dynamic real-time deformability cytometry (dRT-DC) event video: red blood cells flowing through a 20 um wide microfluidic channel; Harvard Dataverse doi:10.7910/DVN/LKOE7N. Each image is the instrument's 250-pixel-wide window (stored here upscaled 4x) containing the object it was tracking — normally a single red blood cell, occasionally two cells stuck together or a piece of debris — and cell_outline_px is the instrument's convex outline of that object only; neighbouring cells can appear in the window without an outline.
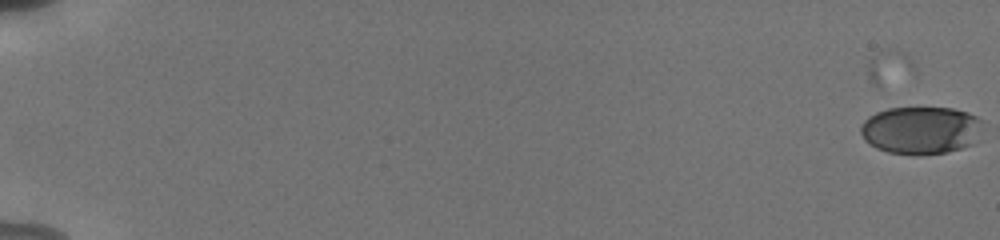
{"species": "human", "species_latin": "Homo sapiens", "temperature_condition": "cold", "stored_images_in_passage": 57, "camera_frame_rate_fps": 3000, "um_per_image_px": 0.085, "donor": {"sex": "male"}, "frame": {"image": 1, "passage_image": 1, "time_ms": 0.0, "image_size_px": [1000, 240], "cell_outline_px": [[984, 128], [972, 144], [948, 152], [888, 152], [876, 148], [864, 140], [860, 132], [860, 128], [864, 120], [868, 116], [876, 112], [888, 108], [952, 108], [968, 112], [976, 116], [980, 120]], "centroid_in_image_um": [78.27, 11.02], "position_along_channel_um": 6.7, "area_um2": 33.41}}
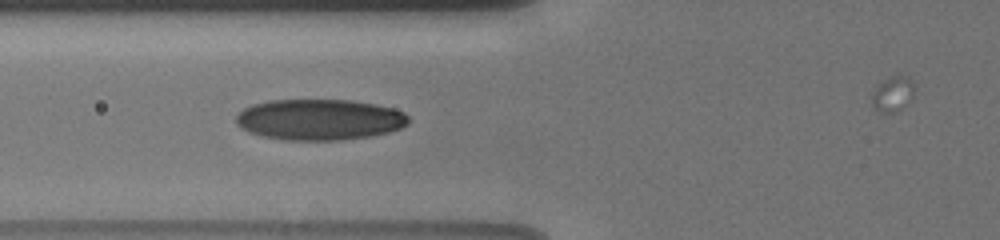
{"frame": {"image": 2, "passage_image": 25, "time_ms": 8.0, "image_size_px": [1000, 240], "cell_outline_px": [[408, 124], [400, 128], [388, 132], [368, 136], [340, 140], [284, 140], [260, 136], [248, 132], [240, 128], [236, 124], [236, 116], [244, 108], [252, 104], [268, 100], [352, 100], [376, 104], [392, 108], [404, 112], [408, 116]], "centroid_in_image_um": [27.12, 10.16], "position_along_channel_um": 98.7, "area_um2": 41.33}}
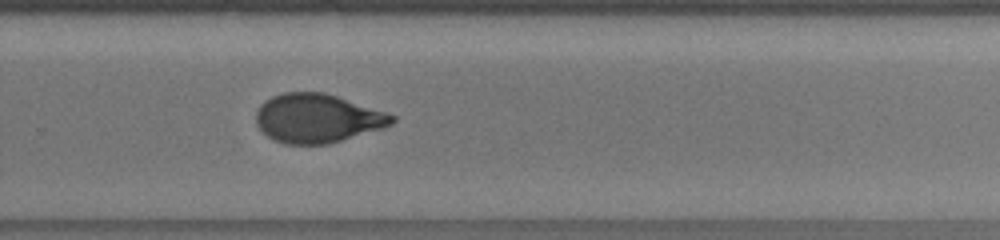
{"frame": {"image": 3, "passage_image": 41, "time_ms": 13.333, "image_size_px": [1000, 240], "cell_outline_px": [[396, 120], [392, 124], [384, 128], [328, 144], [284, 144], [268, 136], [256, 124], [256, 112], [260, 104], [264, 100], [272, 96], [284, 92], [324, 92], [388, 112], [396, 116]], "centroid_in_image_um": [27.0, 10.05], "position_along_channel_um": 302.8, "area_um2": 38.84}, "authors_computed_cell_mechanics": {"area_um2": 38.8416, "velocity_mm_per_s": 3.8347, "shape_relaxation_time_tau1_ms": 3.5374, "shape_relaxation_time_tau2_ms": 1.2627, "deformation_change_tau1": 0.157, "deformation_change_tau2": 0.0646}}